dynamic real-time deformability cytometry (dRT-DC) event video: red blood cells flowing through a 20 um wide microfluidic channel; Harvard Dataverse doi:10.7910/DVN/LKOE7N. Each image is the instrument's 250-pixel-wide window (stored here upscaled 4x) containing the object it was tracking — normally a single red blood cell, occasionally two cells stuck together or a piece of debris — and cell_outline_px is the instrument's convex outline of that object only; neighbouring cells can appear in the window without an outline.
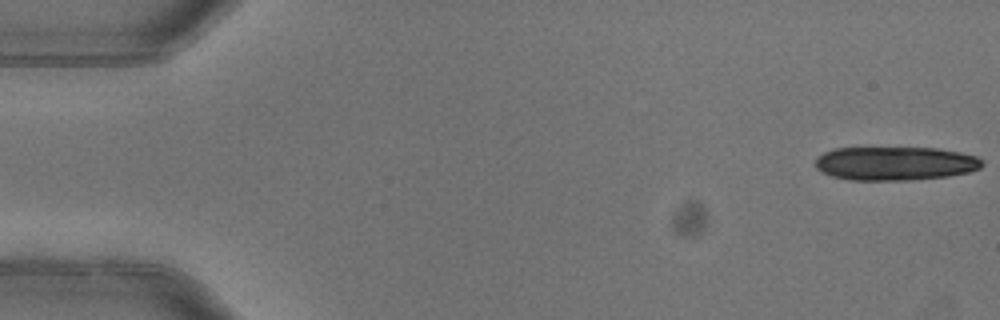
{"species": "common noctule bat (a hibernating species)", "species_latin": "Nyctalus noctula", "temperature_condition": "warm", "stored_images_in_passage": 5, "camera_frame_rate_fps": 3000, "um_per_image_px": 0.085, "animal": {"sex": "female"}, "frame": {"image": 1, "passage_image": 1, "time_ms": 0.0, "image_size_px": [1000, 320], "cell_outline_px": [[984, 164], [980, 168], [968, 172], [948, 176], [912, 180], [848, 180], [832, 176], [816, 168], [816, 160], [824, 152], [836, 148], [936, 148], [960, 152], [976, 156]], "centroid_in_image_um": [76.1, 13.89], "position_along_channel_um": 8.9, "area_um2": 32.66}}